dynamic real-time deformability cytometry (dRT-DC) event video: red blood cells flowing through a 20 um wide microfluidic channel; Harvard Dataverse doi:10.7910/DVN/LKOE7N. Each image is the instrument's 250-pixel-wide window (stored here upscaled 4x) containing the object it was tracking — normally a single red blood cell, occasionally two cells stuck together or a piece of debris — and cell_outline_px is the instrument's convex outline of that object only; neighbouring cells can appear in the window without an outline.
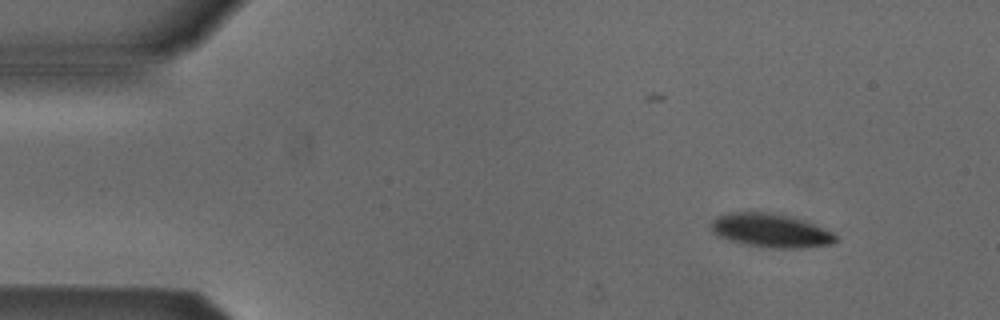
{"species": "Egyptian fruit bat (a non-hibernating species)", "species_latin": "Rousettus aegyptiacus", "temperature_condition": "cold", "stored_images_in_passage": 4, "camera_frame_rate_fps": 3000, "um_per_image_px": 0.085, "animal": {"sex": "male"}, "frame": {"image": 1, "passage_image": 1, "time_ms": 0.0, "image_size_px": [1000, 320], "cell_outline_px": [[836, 240], [832, 244], [808, 248], [764, 248], [728, 240], [712, 232], [712, 220], [728, 212], [764, 212], [792, 216], [804, 220], [832, 232], [836, 236]], "centroid_in_image_um": [65.53, 19.6], "position_along_channel_um": 19.5, "area_um2": 24.45}}
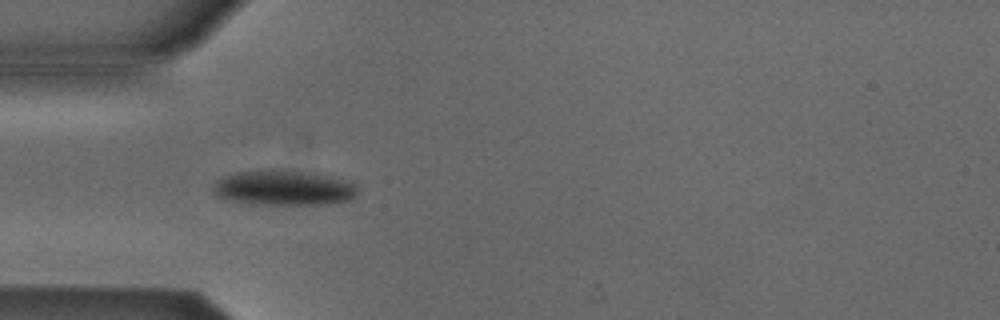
{"frame": {"image": 2, "passage_image": 3, "time_ms": 3.333, "image_size_px": [1000, 320], "cell_outline_px": [[360, 192], [352, 200], [328, 204], [264, 204], [232, 200], [216, 196], [212, 192], [212, 188], [216, 180], [224, 176], [236, 172], [268, 168], [272, 168], [328, 176], [356, 184]], "centroid_in_image_um": [24.11, 15.96], "position_along_channel_um": 60.9, "area_um2": 29.59}}
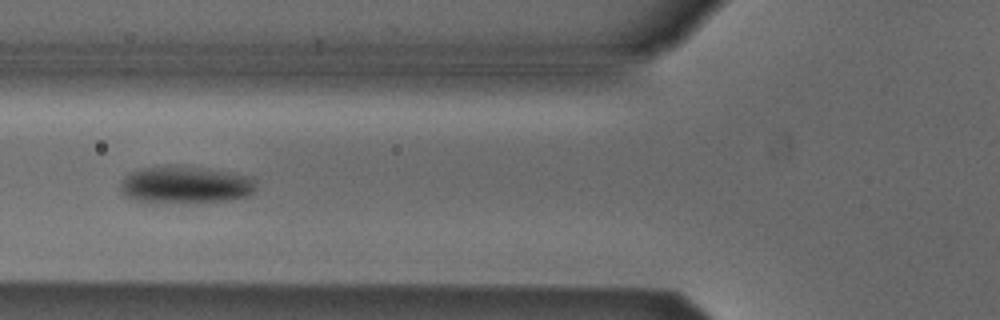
{"frame": {"image": 3, "passage_image": 4, "time_ms": 4.667, "image_size_px": [1000, 320], "cell_outline_px": [[256, 188], [252, 196], [228, 200], [148, 204], [132, 200], [124, 196], [120, 188], [120, 184], [132, 172], [144, 168], [168, 164], [228, 172], [252, 176], [256, 180]], "centroid_in_image_um": [15.76, 15.73], "position_along_channel_um": 110.0, "area_um2": 29.88}}